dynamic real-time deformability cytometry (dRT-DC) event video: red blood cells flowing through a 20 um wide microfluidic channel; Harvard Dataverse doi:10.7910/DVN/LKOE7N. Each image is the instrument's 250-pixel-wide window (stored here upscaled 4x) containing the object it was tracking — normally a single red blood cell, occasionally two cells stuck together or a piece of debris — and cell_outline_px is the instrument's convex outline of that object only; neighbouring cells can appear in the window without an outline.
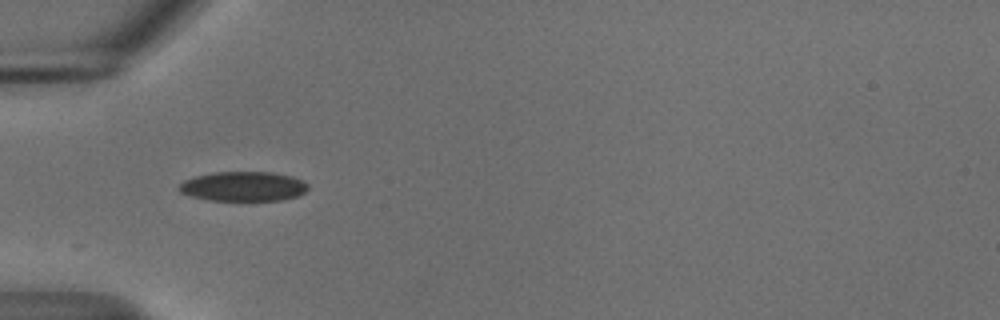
{"species": "common noctule bat (a hibernating species)", "species_latin": "Nyctalus noctula", "temperature_condition": "cold", "stored_images_in_passage": 4, "camera_frame_rate_fps": 3000, "um_per_image_px": 0.085, "animal": {"sex": "male", "body_mass_g": 18.8}, "frame": {"image": 1, "passage_image": 1, "time_ms": 0.0, "image_size_px": [1000, 320], "cell_outline_px": [[308, 188], [300, 196], [284, 200], [208, 200], [192, 196], [180, 192], [180, 184], [184, 180], [196, 176], [212, 172], [272, 172], [292, 176], [304, 180], [308, 184]], "centroid_in_image_um": [20.74, 15.84], "position_along_channel_um": 64.3, "area_um2": 22.31}}